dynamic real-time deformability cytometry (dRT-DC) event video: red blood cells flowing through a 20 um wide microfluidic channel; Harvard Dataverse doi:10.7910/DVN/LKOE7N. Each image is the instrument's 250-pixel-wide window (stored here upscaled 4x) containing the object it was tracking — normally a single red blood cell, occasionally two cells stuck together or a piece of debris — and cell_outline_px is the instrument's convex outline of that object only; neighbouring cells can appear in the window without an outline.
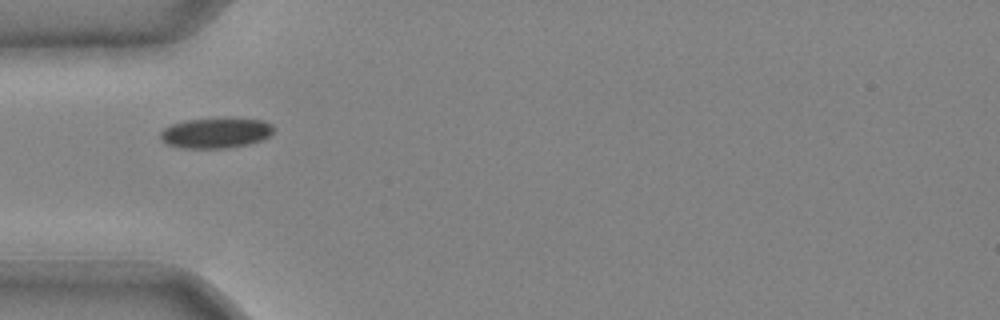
{"species": "common noctule bat (a hibernating species)", "species_latin": "Nyctalus noctula", "temperature_condition": "cold", "stored_images_in_passage": 26, "camera_frame_rate_fps": 3000, "um_per_image_px": 0.085, "animal": {"sex": "male", "body_mass_g": 20.4}, "frame": {"image": 1, "passage_image": 1, "time_ms": 0.0, "image_size_px": [1000, 320], "cell_outline_px": [[276, 128], [268, 136], [260, 140], [248, 144], [228, 148], [180, 148], [168, 144], [160, 140], [160, 132], [164, 128], [172, 124], [184, 120], [224, 116], [264, 120], [272, 124]], "centroid_in_image_um": [18.35, 11.26], "position_along_channel_um": 66.6, "area_um2": 20.69}}
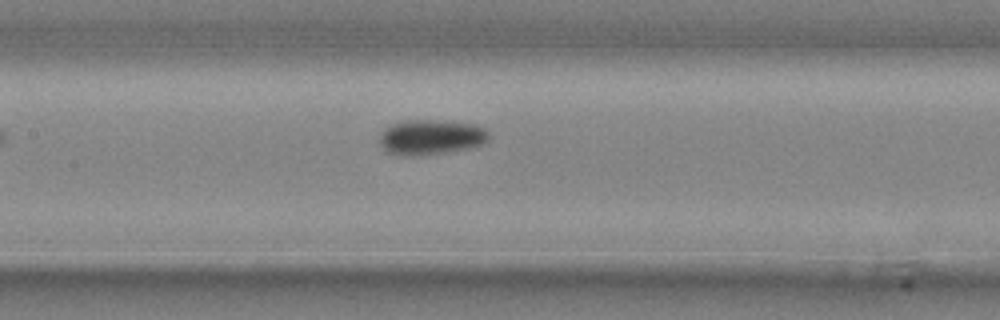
{"frame": {"image": 2, "passage_image": 8, "time_ms": 2.333, "image_size_px": [1000, 320], "cell_outline_px": [[488, 140], [480, 144], [468, 148], [420, 156], [400, 156], [388, 152], [380, 144], [380, 132], [384, 128], [392, 124], [408, 120], [436, 120], [476, 124], [484, 128], [488, 132]], "centroid_in_image_um": [36.59, 11.66], "position_along_channel_um": 170.8, "area_um2": 22.31}}
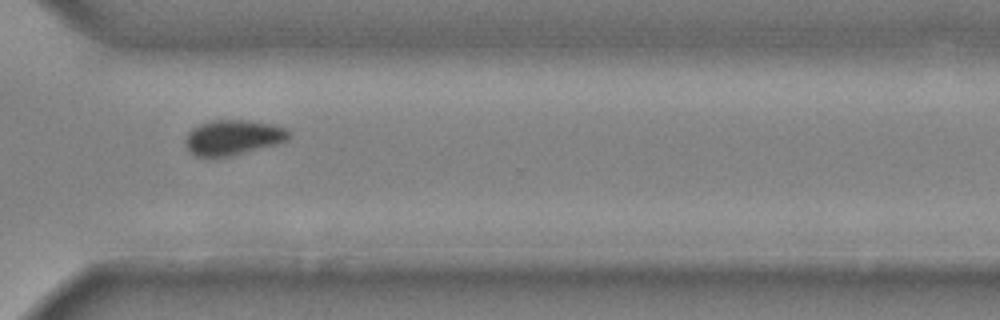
{"frame": {"image": 3, "passage_image": 20, "time_ms": 6.333, "image_size_px": [1000, 320], "cell_outline_px": [[288, 140], [280, 144], [232, 156], [196, 156], [188, 152], [184, 140], [188, 132], [192, 128], [200, 124], [212, 120], [248, 120], [288, 128]], "centroid_in_image_um": [19.8, 11.69], "position_along_channel_um": 350.8, "area_um2": 21.33}}